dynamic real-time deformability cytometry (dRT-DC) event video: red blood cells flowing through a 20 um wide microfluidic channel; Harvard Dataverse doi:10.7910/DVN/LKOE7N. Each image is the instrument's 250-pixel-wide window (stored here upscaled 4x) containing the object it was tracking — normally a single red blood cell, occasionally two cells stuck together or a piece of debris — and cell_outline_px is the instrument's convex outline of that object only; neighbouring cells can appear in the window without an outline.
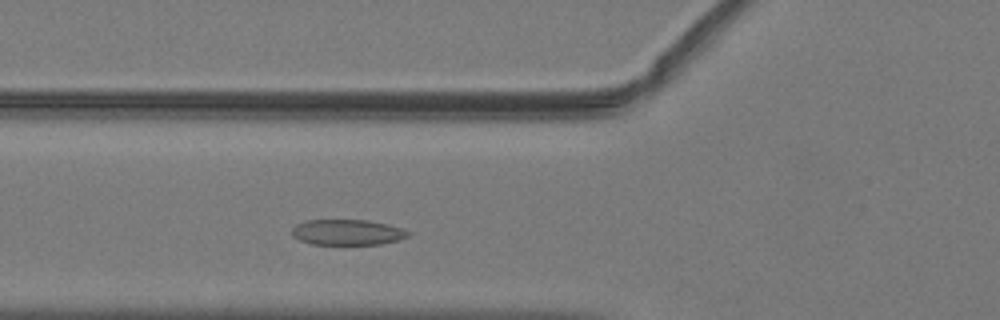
{"species": "common noctule bat (a hibernating species)", "species_latin": "Nyctalus noctula", "temperature_condition": "warm", "stored_images_in_passage": 38, "camera_frame_rate_fps": 3000, "um_per_image_px": 0.085, "animal": {"sex": "male", "body_mass_g": 19.2, "forearm_length_mm": 51.8}, "frame": {"image": 1, "passage_image": 7, "time_ms": 2.0, "image_size_px": [1000, 320], "cell_outline_px": [[412, 232], [408, 236], [400, 240], [380, 244], [312, 244], [300, 240], [292, 236], [292, 228], [296, 224], [304, 220], [368, 220], [388, 224]], "centroid_in_image_um": [29.53, 19.74], "position_along_channel_um": 96.3, "area_um2": 17.4}}
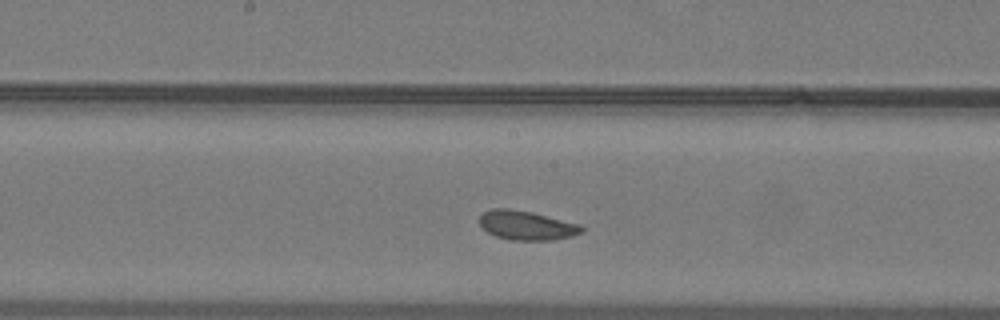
{"frame": {"image": 2, "passage_image": 15, "time_ms": 4.667, "image_size_px": [1000, 320], "cell_outline_px": [[584, 228], [580, 232], [572, 236], [552, 240], [512, 240], [496, 236], [488, 232], [480, 224], [480, 216], [484, 212], [492, 208], [508, 208], [532, 212], [580, 224]], "centroid_in_image_um": [44.76, 19.15], "position_along_channel_um": 203.4, "area_um2": 17.22}}
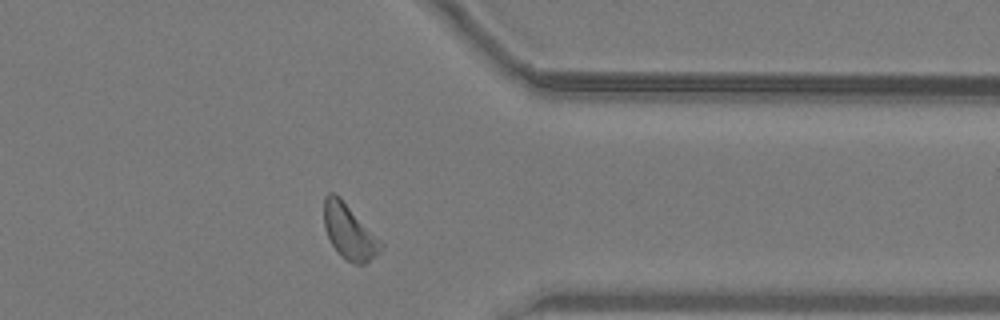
{"frame": {"image": 3, "passage_image": 29, "time_ms": 9.333, "image_size_px": [1000, 320], "cell_outline_px": [[384, 244], [380, 252], [364, 264], [352, 264], [344, 260], [340, 256], [332, 244], [324, 228], [324, 196], [328, 192], [332, 192], [340, 196]], "centroid_in_image_um": [29.67, 19.7], "position_along_channel_um": 381.7, "area_um2": 18.26}, "authors_computed_cell_mechanics": {"area_um2": 17.8024, "velocity_mm_per_s": 3.9989, "shape_relaxation_time_tau1_ms": 2.0929, "shape_relaxation_time_tau2_ms": null, "deformation_change_tau1": 0.0747, "deformation_change_tau2": null}}